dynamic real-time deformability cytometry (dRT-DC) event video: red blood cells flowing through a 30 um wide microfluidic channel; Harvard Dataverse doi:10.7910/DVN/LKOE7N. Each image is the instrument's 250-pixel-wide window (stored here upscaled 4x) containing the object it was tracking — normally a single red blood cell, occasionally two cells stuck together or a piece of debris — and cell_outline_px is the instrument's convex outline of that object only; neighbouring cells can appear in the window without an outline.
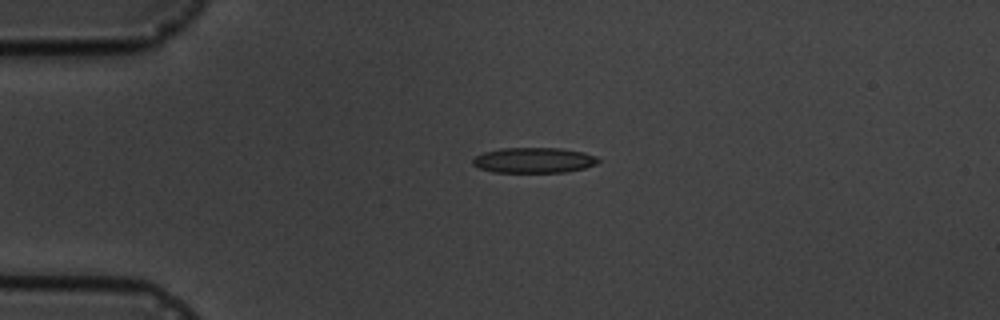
{"species": "common noctule bat (a hibernating species)", "species_latin": "Nyctalus noctula", "temperature_condition": "cold", "stored_images_in_passage": 2, "camera_frame_rate_fps": 3000, "um_per_image_px": 0.085, "animal": {"sex": "male", "body_mass_g": 19.5, "forearm_length_mm": 54.6}, "frame": {"image": 1, "passage_image": 1, "time_ms": 0.0, "image_size_px": [1000, 320], "cell_outline_px": [[600, 160], [596, 164], [584, 168], [564, 172], [492, 172], [480, 168], [472, 164], [472, 160], [476, 156], [484, 152], [500, 148], [560, 148], [584, 152], [596, 156]], "centroid_in_image_um": [45.38, 13.61], "position_along_channel_um": 39.6, "area_um2": 18.55}}